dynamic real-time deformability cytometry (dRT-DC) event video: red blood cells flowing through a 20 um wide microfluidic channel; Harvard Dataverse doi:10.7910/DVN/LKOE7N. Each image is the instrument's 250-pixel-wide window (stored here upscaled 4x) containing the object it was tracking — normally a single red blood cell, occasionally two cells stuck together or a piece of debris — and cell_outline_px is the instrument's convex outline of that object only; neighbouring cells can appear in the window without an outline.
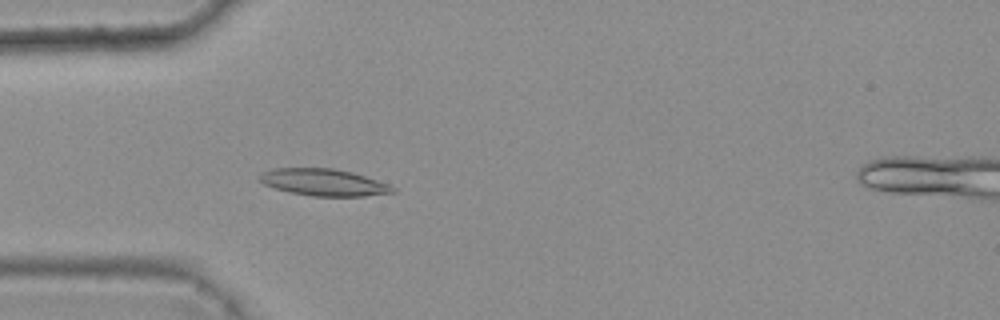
{"species": "common noctule bat (a hibernating species)", "species_latin": "Nyctalus noctula", "temperature_condition": "warm", "stored_images_in_passage": 3, "camera_frame_rate_fps": 3000, "um_per_image_px": 0.085, "animal": {"sex": "female", "body_mass_g": 25.1}, "frame": {"image": 1, "passage_image": 3, "time_ms": 0.667, "image_size_px": [1000, 320], "cell_outline_px": [[396, 192], [364, 196], [312, 196], [288, 192], [264, 184], [256, 180], [260, 172], [272, 168], [332, 168], [352, 172], [388, 184], [396, 188]], "centroid_in_image_um": [27.45, 15.49], "position_along_channel_um": 57.5, "area_um2": 20.98}}